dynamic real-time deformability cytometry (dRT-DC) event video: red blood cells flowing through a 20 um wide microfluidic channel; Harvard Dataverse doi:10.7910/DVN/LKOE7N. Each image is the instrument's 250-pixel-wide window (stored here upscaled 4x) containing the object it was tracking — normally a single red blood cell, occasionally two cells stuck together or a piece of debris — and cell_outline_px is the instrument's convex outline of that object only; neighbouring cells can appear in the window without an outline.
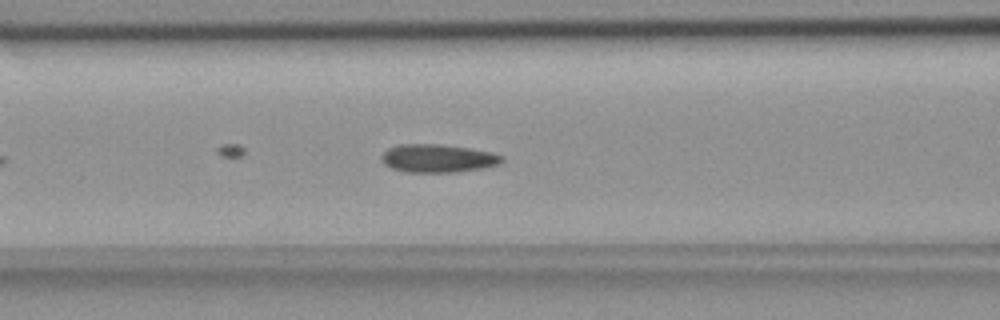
{"species": "common noctule bat (a hibernating species)", "species_latin": "Nyctalus noctula", "temperature_condition": "room temperature", "stored_images_in_passage": 12, "camera_frame_rate_fps": 3000, "um_per_image_px": 0.085, "animal": {"sex": "female", "body_mass_g": 18.4}, "frame": {"image": 1, "passage_image": 9, "time_ms": 2.667, "image_size_px": [1000, 320], "cell_outline_px": [[504, 160], [500, 164], [480, 168], [456, 172], [408, 172], [392, 168], [384, 164], [380, 160], [380, 156], [388, 148], [396, 144], [440, 144], [472, 148], [492, 152], [504, 156]], "centroid_in_image_um": [37.21, 13.44], "position_along_channel_um": 129.4, "area_um2": 19.94}}